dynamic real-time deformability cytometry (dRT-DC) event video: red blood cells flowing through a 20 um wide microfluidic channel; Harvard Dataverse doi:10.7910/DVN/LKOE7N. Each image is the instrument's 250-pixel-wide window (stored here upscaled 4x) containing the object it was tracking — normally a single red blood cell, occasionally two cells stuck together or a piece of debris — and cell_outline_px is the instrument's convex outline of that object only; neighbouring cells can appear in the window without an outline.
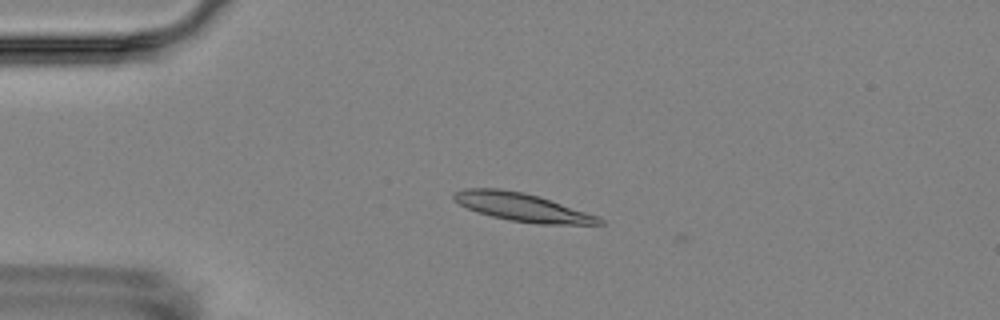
{"species": "Egyptian fruit bat (a non-hibernating species)", "species_latin": "Rousettus aegyptiacus", "temperature_condition": "room temperature", "stored_images_in_passage": 5, "camera_frame_rate_fps": 3000, "um_per_image_px": 0.085, "animal": {"sex": "female"}, "frame": {"image": 1, "passage_image": 4, "time_ms": 3.667, "image_size_px": [1000, 320], "cell_outline_px": [[604, 224], [540, 224], [512, 220], [492, 216], [476, 212], [452, 200], [452, 192], [464, 188], [500, 188], [524, 192], [600, 216], [604, 220]], "centroid_in_image_um": [44.35, 17.6], "position_along_channel_um": 40.6, "area_um2": 23.81}}